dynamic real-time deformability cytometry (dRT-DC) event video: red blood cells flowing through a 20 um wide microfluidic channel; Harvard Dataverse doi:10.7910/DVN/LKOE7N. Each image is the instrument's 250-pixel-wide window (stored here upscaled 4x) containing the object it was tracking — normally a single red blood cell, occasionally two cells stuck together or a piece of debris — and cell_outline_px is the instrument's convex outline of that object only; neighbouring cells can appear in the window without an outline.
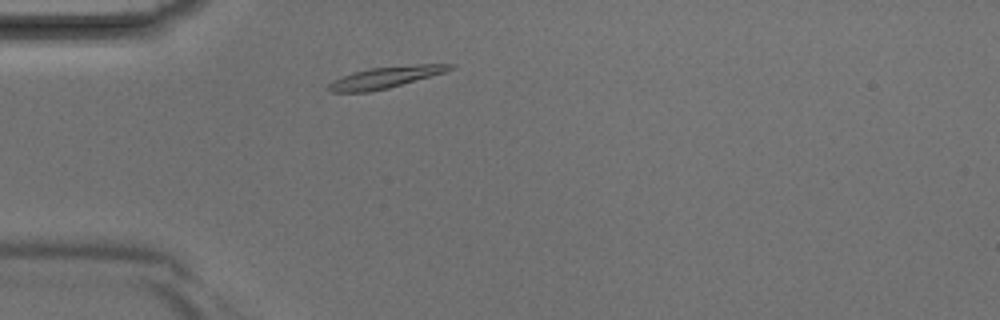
{"species": "Egyptian fruit bat (a non-hibernating species)", "species_latin": "Rousettus aegyptiacus", "temperature_condition": "room temperature", "stored_images_in_passage": 34, "camera_frame_rate_fps": 3000, "um_per_image_px": 0.085, "animal": {"sex": "male"}, "frame": {"image": 1, "passage_image": 4, "time_ms": 1.0, "image_size_px": [1000, 320], "cell_outline_px": [[456, 64], [452, 68], [444, 72], [388, 88], [368, 92], [328, 92], [324, 88], [332, 80], [352, 72], [368, 68], [416, 64]], "centroid_in_image_um": [32.65, 6.58], "position_along_channel_um": 52.4, "area_um2": 15.2}}
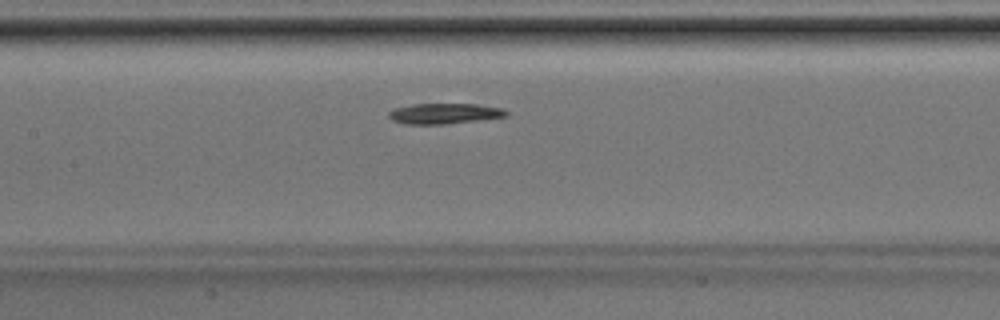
{"frame": {"image": 2, "passage_image": 12, "time_ms": 3.667, "image_size_px": [1000, 320], "cell_outline_px": [[508, 116], [476, 120], [440, 124], [404, 124], [392, 120], [388, 116], [388, 112], [392, 108], [412, 104], [476, 104], [504, 108], [508, 112]], "centroid_in_image_um": [37.73, 9.64], "position_along_channel_um": 169.7, "area_um2": 14.05}}
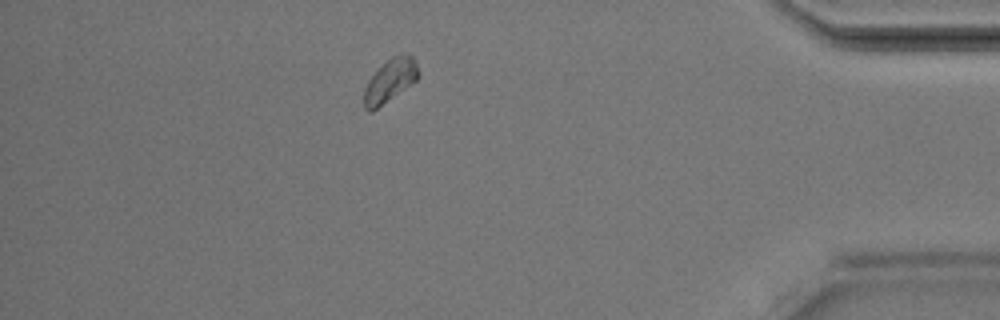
{"frame": {"image": 3, "passage_image": 29, "time_ms": 9.333, "image_size_px": [1000, 320], "cell_outline_px": [[420, 76], [416, 80], [372, 112], [368, 112], [364, 108], [364, 88], [368, 80], [392, 56], [400, 52], [412, 56], [416, 60], [420, 72]], "centroid_in_image_um": [33.17, 6.84], "position_along_channel_um": 402.0, "area_um2": 13.58}}